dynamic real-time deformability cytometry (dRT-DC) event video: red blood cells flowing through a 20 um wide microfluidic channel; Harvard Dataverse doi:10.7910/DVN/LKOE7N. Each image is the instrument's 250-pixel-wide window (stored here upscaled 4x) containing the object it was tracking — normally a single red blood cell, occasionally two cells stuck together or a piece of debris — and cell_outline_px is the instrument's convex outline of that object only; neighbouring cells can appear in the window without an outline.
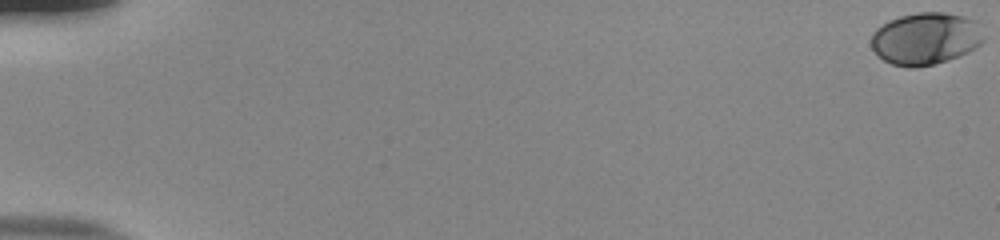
{"species": "human", "species_latin": "Homo sapiens", "temperature_condition": "room temperature", "stored_images_in_passage": 56, "camera_frame_rate_fps": 3000, "um_per_image_px": 0.085, "donor": {"sex": "male"}, "frame": {"image": 1, "passage_image": 1, "time_ms": 0.0, "image_size_px": [1000, 240], "cell_outline_px": [[984, 40], [980, 44], [968, 52], [936, 64], [916, 68], [908, 68], [892, 64], [884, 60], [872, 48], [872, 32], [876, 28], [888, 20], [900, 16], [916, 12], [944, 12], [964, 16], [976, 20], [984, 36]], "centroid_in_image_um": [78.68, 3.27], "position_along_channel_um": 6.3, "area_um2": 34.39}}
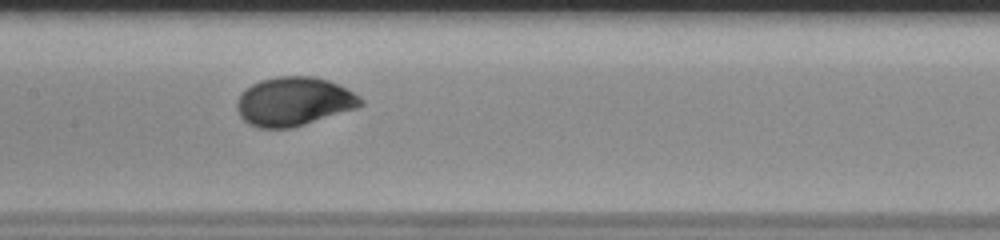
{"frame": {"image": 2, "passage_image": 30, "time_ms": 9.667, "image_size_px": [1000, 240], "cell_outline_px": [[364, 104], [356, 108], [292, 128], [260, 128], [248, 124], [240, 116], [236, 108], [236, 100], [240, 92], [252, 84], [260, 80], [276, 76], [312, 76], [328, 80], [360, 96], [364, 100]], "centroid_in_image_um": [24.94, 8.62], "position_along_channel_um": 182.5, "area_um2": 35.26}}
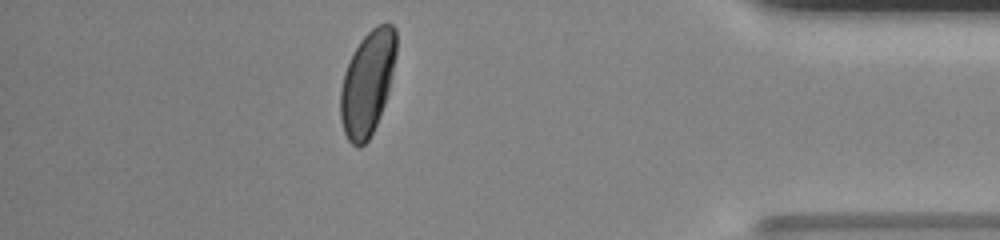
{"frame": {"image": 3, "passage_image": 50, "time_ms": 16.333, "image_size_px": [1000, 240], "cell_outline_px": [[396, 52], [388, 92], [384, 104], [376, 124], [368, 140], [360, 148], [356, 148], [348, 140], [344, 132], [340, 120], [340, 88], [344, 72], [352, 52], [360, 40], [376, 24], [392, 24], [396, 28]], "centroid_in_image_um": [31.21, 7.05], "position_along_channel_um": 404.0, "area_um2": 33.93}, "authors_computed_cell_mechanics": {"area_um2": 33.813, "velocity_mm_per_s": 3.8237, "shape_relaxation_time_tau1_ms": 2.4171, "shape_relaxation_time_tau2_ms": null, "deformation_change_tau1": 0.1337, "deformation_change_tau2": null}}